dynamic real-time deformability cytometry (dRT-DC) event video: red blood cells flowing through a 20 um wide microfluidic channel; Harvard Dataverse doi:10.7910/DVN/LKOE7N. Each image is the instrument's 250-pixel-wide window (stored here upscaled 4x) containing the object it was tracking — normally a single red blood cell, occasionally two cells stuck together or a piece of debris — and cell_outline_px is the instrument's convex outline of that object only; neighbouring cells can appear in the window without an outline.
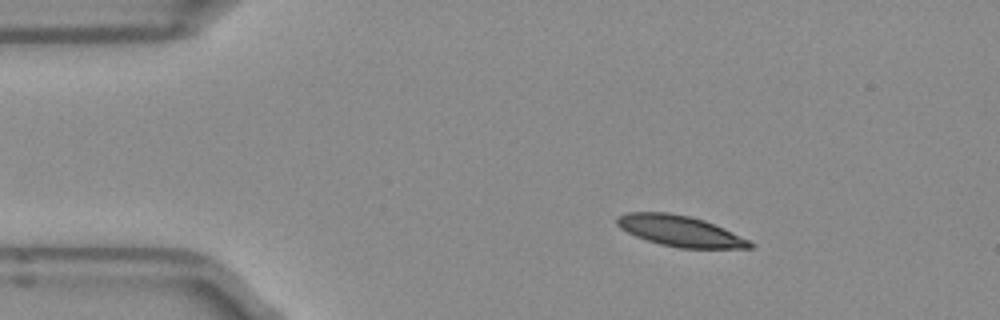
{"species": "Egyptian fruit bat (a non-hibernating species)", "species_latin": "Rousettus aegyptiacus", "temperature_condition": "room temperature", "stored_images_in_passage": 3, "camera_frame_rate_fps": 3000, "um_per_image_px": 0.085, "frame": {"image": 1, "passage_image": 1, "time_ms": 0.0, "image_size_px": [1000, 320], "cell_outline_px": [[756, 244], [752, 248], [680, 248], [660, 244], [636, 236], [620, 228], [616, 224], [616, 216], [628, 212], [668, 212], [688, 216], [704, 220], [748, 240]], "centroid_in_image_um": [57.76, 19.63], "position_along_channel_um": 27.2, "area_um2": 23.58}}
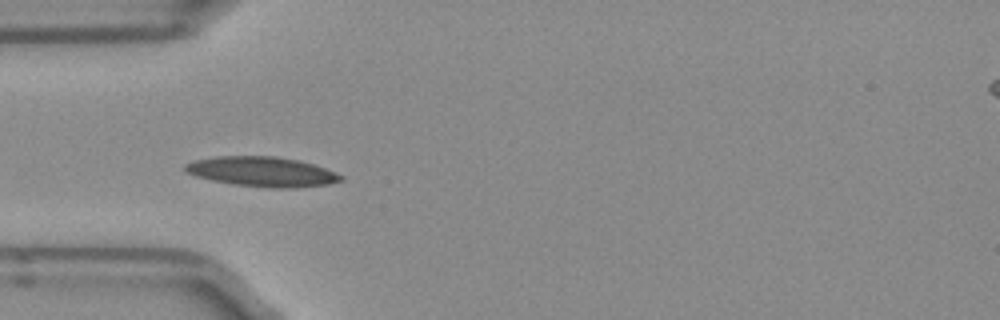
{"frame": {"image": 2, "passage_image": 3, "time_ms": 0.667, "image_size_px": [1000, 320], "cell_outline_px": [[344, 180], [328, 184], [296, 188], [268, 188], [232, 184], [212, 180], [196, 176], [188, 172], [184, 168], [184, 164], [196, 160], [216, 156], [276, 156], [300, 160], [324, 168], [344, 176]], "centroid_in_image_um": [22.3, 14.6], "position_along_channel_um": 62.7, "area_um2": 27.11}}